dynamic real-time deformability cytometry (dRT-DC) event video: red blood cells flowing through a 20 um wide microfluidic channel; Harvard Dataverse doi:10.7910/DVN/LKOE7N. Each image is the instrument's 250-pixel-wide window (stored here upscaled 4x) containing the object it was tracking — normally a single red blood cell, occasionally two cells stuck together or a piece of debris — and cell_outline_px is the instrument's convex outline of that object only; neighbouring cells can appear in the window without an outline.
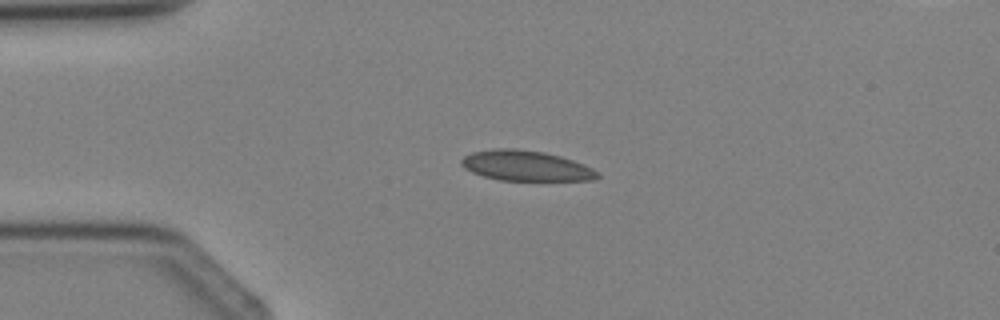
{"species": "Egyptian fruit bat (a non-hibernating species)", "species_latin": "Rousettus aegyptiacus", "temperature_condition": "cold", "stored_images_in_passage": 2, "camera_frame_rate_fps": 3000, "um_per_image_px": 0.085, "animal": {"sex": "female"}, "frame": {"image": 1, "passage_image": 2, "time_ms": 1.0, "image_size_px": [1000, 320], "cell_outline_px": [[600, 176], [592, 180], [500, 180], [484, 176], [472, 172], [464, 168], [460, 164], [460, 160], [464, 156], [472, 152], [496, 148], [516, 148], [544, 152], [560, 156], [584, 164], [592, 168]], "centroid_in_image_um": [44.66, 14.08], "position_along_channel_um": 40.3, "area_um2": 23.93}}